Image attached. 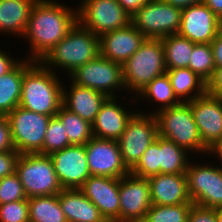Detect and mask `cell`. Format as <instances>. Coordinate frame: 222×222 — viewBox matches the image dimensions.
<instances>
[{
    "mask_svg": "<svg viewBox=\"0 0 222 222\" xmlns=\"http://www.w3.org/2000/svg\"><path fill=\"white\" fill-rule=\"evenodd\" d=\"M80 3L78 22L98 37L131 23V16L117 0H81Z\"/></svg>",
    "mask_w": 222,
    "mask_h": 222,
    "instance_id": "obj_11",
    "label": "cell"
},
{
    "mask_svg": "<svg viewBox=\"0 0 222 222\" xmlns=\"http://www.w3.org/2000/svg\"><path fill=\"white\" fill-rule=\"evenodd\" d=\"M211 48L215 67H222V30L212 40Z\"/></svg>",
    "mask_w": 222,
    "mask_h": 222,
    "instance_id": "obj_43",
    "label": "cell"
},
{
    "mask_svg": "<svg viewBox=\"0 0 222 222\" xmlns=\"http://www.w3.org/2000/svg\"><path fill=\"white\" fill-rule=\"evenodd\" d=\"M63 189H79L91 176L85 145H71L50 155Z\"/></svg>",
    "mask_w": 222,
    "mask_h": 222,
    "instance_id": "obj_15",
    "label": "cell"
},
{
    "mask_svg": "<svg viewBox=\"0 0 222 222\" xmlns=\"http://www.w3.org/2000/svg\"><path fill=\"white\" fill-rule=\"evenodd\" d=\"M13 147L20 154L41 153L51 116L15 107L7 115Z\"/></svg>",
    "mask_w": 222,
    "mask_h": 222,
    "instance_id": "obj_7",
    "label": "cell"
},
{
    "mask_svg": "<svg viewBox=\"0 0 222 222\" xmlns=\"http://www.w3.org/2000/svg\"><path fill=\"white\" fill-rule=\"evenodd\" d=\"M25 73V58L8 73L0 77V114L7 115L19 106L23 74Z\"/></svg>",
    "mask_w": 222,
    "mask_h": 222,
    "instance_id": "obj_26",
    "label": "cell"
},
{
    "mask_svg": "<svg viewBox=\"0 0 222 222\" xmlns=\"http://www.w3.org/2000/svg\"><path fill=\"white\" fill-rule=\"evenodd\" d=\"M98 55H100V37L77 22L40 62L51 71H57L58 67L62 68L68 76L77 67L90 62Z\"/></svg>",
    "mask_w": 222,
    "mask_h": 222,
    "instance_id": "obj_3",
    "label": "cell"
},
{
    "mask_svg": "<svg viewBox=\"0 0 222 222\" xmlns=\"http://www.w3.org/2000/svg\"><path fill=\"white\" fill-rule=\"evenodd\" d=\"M28 199L16 173L0 178V205Z\"/></svg>",
    "mask_w": 222,
    "mask_h": 222,
    "instance_id": "obj_36",
    "label": "cell"
},
{
    "mask_svg": "<svg viewBox=\"0 0 222 222\" xmlns=\"http://www.w3.org/2000/svg\"><path fill=\"white\" fill-rule=\"evenodd\" d=\"M70 82L68 90L66 89L67 86L63 85L62 105L92 124L100 111L101 105L108 97L94 89Z\"/></svg>",
    "mask_w": 222,
    "mask_h": 222,
    "instance_id": "obj_22",
    "label": "cell"
},
{
    "mask_svg": "<svg viewBox=\"0 0 222 222\" xmlns=\"http://www.w3.org/2000/svg\"><path fill=\"white\" fill-rule=\"evenodd\" d=\"M29 222H68L58 194L28 198Z\"/></svg>",
    "mask_w": 222,
    "mask_h": 222,
    "instance_id": "obj_28",
    "label": "cell"
},
{
    "mask_svg": "<svg viewBox=\"0 0 222 222\" xmlns=\"http://www.w3.org/2000/svg\"><path fill=\"white\" fill-rule=\"evenodd\" d=\"M206 93L222 98V67H215L212 77L206 83Z\"/></svg>",
    "mask_w": 222,
    "mask_h": 222,
    "instance_id": "obj_41",
    "label": "cell"
},
{
    "mask_svg": "<svg viewBox=\"0 0 222 222\" xmlns=\"http://www.w3.org/2000/svg\"><path fill=\"white\" fill-rule=\"evenodd\" d=\"M122 8L132 16L137 10H139L149 0H117Z\"/></svg>",
    "mask_w": 222,
    "mask_h": 222,
    "instance_id": "obj_44",
    "label": "cell"
},
{
    "mask_svg": "<svg viewBox=\"0 0 222 222\" xmlns=\"http://www.w3.org/2000/svg\"><path fill=\"white\" fill-rule=\"evenodd\" d=\"M217 222H222V207L215 208Z\"/></svg>",
    "mask_w": 222,
    "mask_h": 222,
    "instance_id": "obj_48",
    "label": "cell"
},
{
    "mask_svg": "<svg viewBox=\"0 0 222 222\" xmlns=\"http://www.w3.org/2000/svg\"><path fill=\"white\" fill-rule=\"evenodd\" d=\"M130 19L131 24L146 38L161 39L177 34L182 9L162 0H149Z\"/></svg>",
    "mask_w": 222,
    "mask_h": 222,
    "instance_id": "obj_8",
    "label": "cell"
},
{
    "mask_svg": "<svg viewBox=\"0 0 222 222\" xmlns=\"http://www.w3.org/2000/svg\"><path fill=\"white\" fill-rule=\"evenodd\" d=\"M117 98L108 97L101 105L100 111L92 123L93 137L118 140L122 135L127 122L136 111L120 105L123 103H118L120 100L118 101Z\"/></svg>",
    "mask_w": 222,
    "mask_h": 222,
    "instance_id": "obj_20",
    "label": "cell"
},
{
    "mask_svg": "<svg viewBox=\"0 0 222 222\" xmlns=\"http://www.w3.org/2000/svg\"><path fill=\"white\" fill-rule=\"evenodd\" d=\"M16 59L17 58H13L0 48V77L11 71L20 62Z\"/></svg>",
    "mask_w": 222,
    "mask_h": 222,
    "instance_id": "obj_42",
    "label": "cell"
},
{
    "mask_svg": "<svg viewBox=\"0 0 222 222\" xmlns=\"http://www.w3.org/2000/svg\"><path fill=\"white\" fill-rule=\"evenodd\" d=\"M20 153L15 149L0 153V178L15 173Z\"/></svg>",
    "mask_w": 222,
    "mask_h": 222,
    "instance_id": "obj_39",
    "label": "cell"
},
{
    "mask_svg": "<svg viewBox=\"0 0 222 222\" xmlns=\"http://www.w3.org/2000/svg\"><path fill=\"white\" fill-rule=\"evenodd\" d=\"M147 38L131 23L122 29L113 30L100 37V55L113 62L123 64Z\"/></svg>",
    "mask_w": 222,
    "mask_h": 222,
    "instance_id": "obj_19",
    "label": "cell"
},
{
    "mask_svg": "<svg viewBox=\"0 0 222 222\" xmlns=\"http://www.w3.org/2000/svg\"><path fill=\"white\" fill-rule=\"evenodd\" d=\"M68 76L73 83L99 91L107 97H116V90H125L122 64L101 55L77 67Z\"/></svg>",
    "mask_w": 222,
    "mask_h": 222,
    "instance_id": "obj_10",
    "label": "cell"
},
{
    "mask_svg": "<svg viewBox=\"0 0 222 222\" xmlns=\"http://www.w3.org/2000/svg\"><path fill=\"white\" fill-rule=\"evenodd\" d=\"M137 95L140 98L138 96L136 98H131V102H134V100L138 99V103L139 99H146V101H149L150 104L153 101H156V105L157 103L159 104L160 107L156 108V111L153 110L152 114H155L157 111H160L162 109L169 108L181 103L175 96L169 77L166 73L154 78Z\"/></svg>",
    "mask_w": 222,
    "mask_h": 222,
    "instance_id": "obj_27",
    "label": "cell"
},
{
    "mask_svg": "<svg viewBox=\"0 0 222 222\" xmlns=\"http://www.w3.org/2000/svg\"><path fill=\"white\" fill-rule=\"evenodd\" d=\"M146 113V114H145ZM142 110L135 112L117 140L124 164L131 170L140 160L149 145L158 136L157 118Z\"/></svg>",
    "mask_w": 222,
    "mask_h": 222,
    "instance_id": "obj_9",
    "label": "cell"
},
{
    "mask_svg": "<svg viewBox=\"0 0 222 222\" xmlns=\"http://www.w3.org/2000/svg\"><path fill=\"white\" fill-rule=\"evenodd\" d=\"M59 74L40 61L25 58L19 106L39 114L54 117L62 106L63 84Z\"/></svg>",
    "mask_w": 222,
    "mask_h": 222,
    "instance_id": "obj_2",
    "label": "cell"
},
{
    "mask_svg": "<svg viewBox=\"0 0 222 222\" xmlns=\"http://www.w3.org/2000/svg\"><path fill=\"white\" fill-rule=\"evenodd\" d=\"M188 68L207 83L215 69L211 43L194 44Z\"/></svg>",
    "mask_w": 222,
    "mask_h": 222,
    "instance_id": "obj_32",
    "label": "cell"
},
{
    "mask_svg": "<svg viewBox=\"0 0 222 222\" xmlns=\"http://www.w3.org/2000/svg\"><path fill=\"white\" fill-rule=\"evenodd\" d=\"M15 173L23 185L27 198L56 195L63 190L50 155L20 154Z\"/></svg>",
    "mask_w": 222,
    "mask_h": 222,
    "instance_id": "obj_6",
    "label": "cell"
},
{
    "mask_svg": "<svg viewBox=\"0 0 222 222\" xmlns=\"http://www.w3.org/2000/svg\"><path fill=\"white\" fill-rule=\"evenodd\" d=\"M166 69L188 68L194 43L178 34L161 38Z\"/></svg>",
    "mask_w": 222,
    "mask_h": 222,
    "instance_id": "obj_29",
    "label": "cell"
},
{
    "mask_svg": "<svg viewBox=\"0 0 222 222\" xmlns=\"http://www.w3.org/2000/svg\"><path fill=\"white\" fill-rule=\"evenodd\" d=\"M162 1L183 10L189 6L201 4L203 3L204 0H162Z\"/></svg>",
    "mask_w": 222,
    "mask_h": 222,
    "instance_id": "obj_45",
    "label": "cell"
},
{
    "mask_svg": "<svg viewBox=\"0 0 222 222\" xmlns=\"http://www.w3.org/2000/svg\"><path fill=\"white\" fill-rule=\"evenodd\" d=\"M58 198L68 222H107L80 189H63Z\"/></svg>",
    "mask_w": 222,
    "mask_h": 222,
    "instance_id": "obj_23",
    "label": "cell"
},
{
    "mask_svg": "<svg viewBox=\"0 0 222 222\" xmlns=\"http://www.w3.org/2000/svg\"><path fill=\"white\" fill-rule=\"evenodd\" d=\"M85 151L92 176L121 178L130 173L122 160L117 140L92 137L85 144Z\"/></svg>",
    "mask_w": 222,
    "mask_h": 222,
    "instance_id": "obj_13",
    "label": "cell"
},
{
    "mask_svg": "<svg viewBox=\"0 0 222 222\" xmlns=\"http://www.w3.org/2000/svg\"><path fill=\"white\" fill-rule=\"evenodd\" d=\"M203 144L209 149L222 138V98L208 93L190 102Z\"/></svg>",
    "mask_w": 222,
    "mask_h": 222,
    "instance_id": "obj_18",
    "label": "cell"
},
{
    "mask_svg": "<svg viewBox=\"0 0 222 222\" xmlns=\"http://www.w3.org/2000/svg\"><path fill=\"white\" fill-rule=\"evenodd\" d=\"M71 146L63 123L56 117H51L43 143V154L51 155L65 147Z\"/></svg>",
    "mask_w": 222,
    "mask_h": 222,
    "instance_id": "obj_35",
    "label": "cell"
},
{
    "mask_svg": "<svg viewBox=\"0 0 222 222\" xmlns=\"http://www.w3.org/2000/svg\"><path fill=\"white\" fill-rule=\"evenodd\" d=\"M37 0H0V33L23 37Z\"/></svg>",
    "mask_w": 222,
    "mask_h": 222,
    "instance_id": "obj_24",
    "label": "cell"
},
{
    "mask_svg": "<svg viewBox=\"0 0 222 222\" xmlns=\"http://www.w3.org/2000/svg\"><path fill=\"white\" fill-rule=\"evenodd\" d=\"M191 159L185 172L189 198L202 207H222V166L194 163Z\"/></svg>",
    "mask_w": 222,
    "mask_h": 222,
    "instance_id": "obj_12",
    "label": "cell"
},
{
    "mask_svg": "<svg viewBox=\"0 0 222 222\" xmlns=\"http://www.w3.org/2000/svg\"><path fill=\"white\" fill-rule=\"evenodd\" d=\"M147 179L152 205L193 204L188 195L185 173H160Z\"/></svg>",
    "mask_w": 222,
    "mask_h": 222,
    "instance_id": "obj_21",
    "label": "cell"
},
{
    "mask_svg": "<svg viewBox=\"0 0 222 222\" xmlns=\"http://www.w3.org/2000/svg\"><path fill=\"white\" fill-rule=\"evenodd\" d=\"M9 122L6 115L0 114V153L13 150Z\"/></svg>",
    "mask_w": 222,
    "mask_h": 222,
    "instance_id": "obj_40",
    "label": "cell"
},
{
    "mask_svg": "<svg viewBox=\"0 0 222 222\" xmlns=\"http://www.w3.org/2000/svg\"><path fill=\"white\" fill-rule=\"evenodd\" d=\"M192 204L152 205L143 222H187Z\"/></svg>",
    "mask_w": 222,
    "mask_h": 222,
    "instance_id": "obj_33",
    "label": "cell"
},
{
    "mask_svg": "<svg viewBox=\"0 0 222 222\" xmlns=\"http://www.w3.org/2000/svg\"><path fill=\"white\" fill-rule=\"evenodd\" d=\"M64 5L57 0H37L33 5L22 37L30 44L27 59L40 61L76 25L77 8Z\"/></svg>",
    "mask_w": 222,
    "mask_h": 222,
    "instance_id": "obj_1",
    "label": "cell"
},
{
    "mask_svg": "<svg viewBox=\"0 0 222 222\" xmlns=\"http://www.w3.org/2000/svg\"><path fill=\"white\" fill-rule=\"evenodd\" d=\"M203 3L222 20V0H204Z\"/></svg>",
    "mask_w": 222,
    "mask_h": 222,
    "instance_id": "obj_46",
    "label": "cell"
},
{
    "mask_svg": "<svg viewBox=\"0 0 222 222\" xmlns=\"http://www.w3.org/2000/svg\"><path fill=\"white\" fill-rule=\"evenodd\" d=\"M188 152L175 142L160 136V173H185L189 163Z\"/></svg>",
    "mask_w": 222,
    "mask_h": 222,
    "instance_id": "obj_30",
    "label": "cell"
},
{
    "mask_svg": "<svg viewBox=\"0 0 222 222\" xmlns=\"http://www.w3.org/2000/svg\"><path fill=\"white\" fill-rule=\"evenodd\" d=\"M222 30V20L204 3L189 6L182 10L178 35L194 44L211 43Z\"/></svg>",
    "mask_w": 222,
    "mask_h": 222,
    "instance_id": "obj_16",
    "label": "cell"
},
{
    "mask_svg": "<svg viewBox=\"0 0 222 222\" xmlns=\"http://www.w3.org/2000/svg\"><path fill=\"white\" fill-rule=\"evenodd\" d=\"M55 116L63 123L71 145H85L93 137L92 124L63 105Z\"/></svg>",
    "mask_w": 222,
    "mask_h": 222,
    "instance_id": "obj_31",
    "label": "cell"
},
{
    "mask_svg": "<svg viewBox=\"0 0 222 222\" xmlns=\"http://www.w3.org/2000/svg\"><path fill=\"white\" fill-rule=\"evenodd\" d=\"M157 118L158 135L175 142L187 152L207 155L209 149L203 144L194 121L190 102L162 109L154 114ZM194 152V153H193Z\"/></svg>",
    "mask_w": 222,
    "mask_h": 222,
    "instance_id": "obj_5",
    "label": "cell"
},
{
    "mask_svg": "<svg viewBox=\"0 0 222 222\" xmlns=\"http://www.w3.org/2000/svg\"><path fill=\"white\" fill-rule=\"evenodd\" d=\"M122 71L126 92L129 95H133L134 92V97H136L154 78L167 71L162 39L147 38L140 48L122 64Z\"/></svg>",
    "mask_w": 222,
    "mask_h": 222,
    "instance_id": "obj_4",
    "label": "cell"
},
{
    "mask_svg": "<svg viewBox=\"0 0 222 222\" xmlns=\"http://www.w3.org/2000/svg\"><path fill=\"white\" fill-rule=\"evenodd\" d=\"M120 178L90 176L79 188L107 222H120Z\"/></svg>",
    "mask_w": 222,
    "mask_h": 222,
    "instance_id": "obj_17",
    "label": "cell"
},
{
    "mask_svg": "<svg viewBox=\"0 0 222 222\" xmlns=\"http://www.w3.org/2000/svg\"><path fill=\"white\" fill-rule=\"evenodd\" d=\"M0 222H29L28 199L1 204Z\"/></svg>",
    "mask_w": 222,
    "mask_h": 222,
    "instance_id": "obj_37",
    "label": "cell"
},
{
    "mask_svg": "<svg viewBox=\"0 0 222 222\" xmlns=\"http://www.w3.org/2000/svg\"><path fill=\"white\" fill-rule=\"evenodd\" d=\"M120 222H143L152 206L147 178L131 173L120 178Z\"/></svg>",
    "mask_w": 222,
    "mask_h": 222,
    "instance_id": "obj_14",
    "label": "cell"
},
{
    "mask_svg": "<svg viewBox=\"0 0 222 222\" xmlns=\"http://www.w3.org/2000/svg\"><path fill=\"white\" fill-rule=\"evenodd\" d=\"M166 74L180 102H191L206 93V82L189 68L168 69Z\"/></svg>",
    "mask_w": 222,
    "mask_h": 222,
    "instance_id": "obj_25",
    "label": "cell"
},
{
    "mask_svg": "<svg viewBox=\"0 0 222 222\" xmlns=\"http://www.w3.org/2000/svg\"><path fill=\"white\" fill-rule=\"evenodd\" d=\"M130 173L141 177L149 178L160 174V136L149 145L137 164L130 170Z\"/></svg>",
    "mask_w": 222,
    "mask_h": 222,
    "instance_id": "obj_34",
    "label": "cell"
},
{
    "mask_svg": "<svg viewBox=\"0 0 222 222\" xmlns=\"http://www.w3.org/2000/svg\"><path fill=\"white\" fill-rule=\"evenodd\" d=\"M187 222H217L215 208L192 204Z\"/></svg>",
    "mask_w": 222,
    "mask_h": 222,
    "instance_id": "obj_38",
    "label": "cell"
},
{
    "mask_svg": "<svg viewBox=\"0 0 222 222\" xmlns=\"http://www.w3.org/2000/svg\"><path fill=\"white\" fill-rule=\"evenodd\" d=\"M211 153L213 156L215 155L218 159H220V164H222V138L209 148L208 156H210Z\"/></svg>",
    "mask_w": 222,
    "mask_h": 222,
    "instance_id": "obj_47",
    "label": "cell"
}]
</instances>
